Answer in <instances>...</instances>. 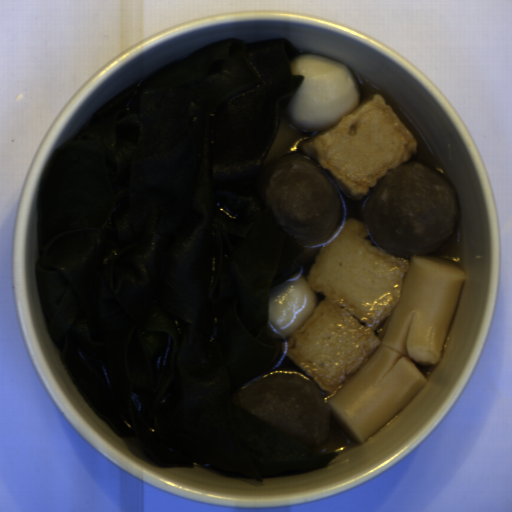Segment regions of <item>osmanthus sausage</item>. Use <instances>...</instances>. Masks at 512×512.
Returning <instances> with one entry per match:
<instances>
[{"label": "osmanthus sausage", "instance_id": "osmanthus-sausage-1", "mask_svg": "<svg viewBox=\"0 0 512 512\" xmlns=\"http://www.w3.org/2000/svg\"><path fill=\"white\" fill-rule=\"evenodd\" d=\"M467 278L464 270L438 256L410 257L398 304L378 332L379 346L325 398L345 435L362 444L425 387L416 364L440 362Z\"/></svg>", "mask_w": 512, "mask_h": 512}]
</instances>
